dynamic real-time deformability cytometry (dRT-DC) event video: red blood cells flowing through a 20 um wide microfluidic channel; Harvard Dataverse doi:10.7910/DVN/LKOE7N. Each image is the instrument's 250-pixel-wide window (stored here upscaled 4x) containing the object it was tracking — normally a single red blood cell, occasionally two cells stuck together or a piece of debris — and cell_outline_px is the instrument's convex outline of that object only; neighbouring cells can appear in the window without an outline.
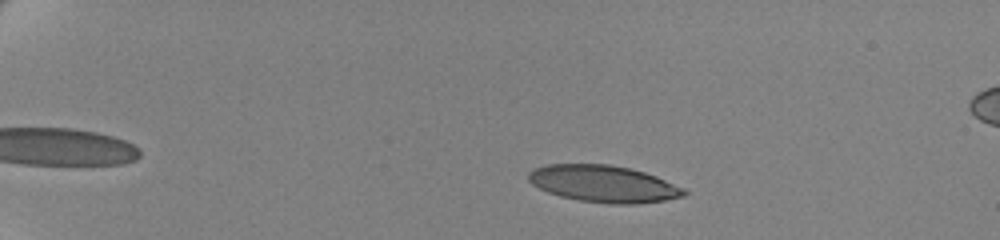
{"species": "human", "species_latin": "Homo sapiens", "temperature_condition": "cold", "stored_images_in_passage": 54, "camera_frame_rate_fps": 3000, "um_per_image_px": 0.085, "donor": {"sex": "female"}, "frame": {"image": 1, "passage_image": 7, "time_ms": 2.0, "image_size_px": [1000, 240], "cell_outline_px": [[688, 192], [684, 196], [664, 200], [632, 204], [608, 204], [580, 200], [560, 196], [548, 192], [532, 184], [528, 180], [528, 172], [536, 168], [548, 164], [608, 164], [628, 168], [644, 172], [656, 176], [684, 188]], "centroid_in_image_um": [51.3, 15.62], "position_along_channel_um": 33.7, "area_um2": 33.23}}
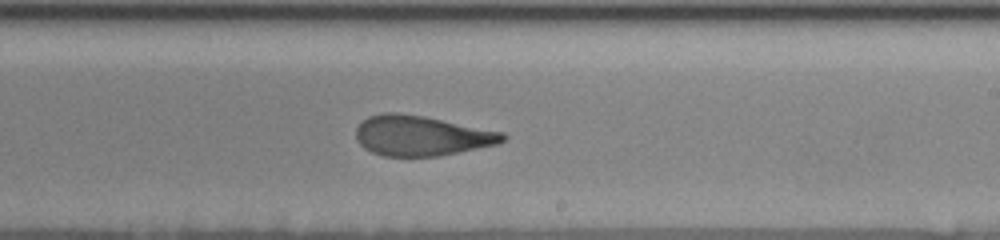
{"frame": {"image": 2, "passage_image": 34, "time_ms": 11.0, "image_size_px": [1000, 240], "cell_outline_px": [[508, 136], [504, 140], [496, 144], [440, 156], [384, 156], [372, 152], [364, 148], [356, 140], [356, 128], [368, 116], [384, 112], [396, 112], [424, 116], [504, 132]], "centroid_in_image_um": [35.8, 11.53], "position_along_channel_um": 253.2, "area_um2": 34.28}}
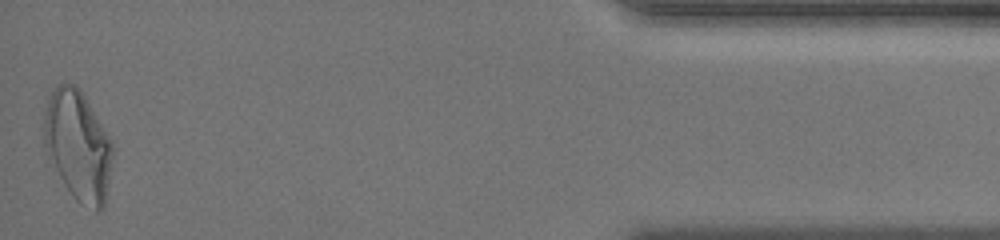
{"frame": {"image": 3, "passage_image": 54, "time_ms": 17.667, "image_size_px": [1000, 240], "cell_outline_px": [[112, 156], [104, 208], [100, 212], [96, 212], [80, 204], [72, 196], [48, 160], [44, 144], [44, 120], [48, 100], [52, 92], [60, 84], [76, 84], [84, 96], [112, 140]], "centroid_in_image_um": [6.62, 12.43], "position_along_channel_um": 428.6, "area_um2": 43.75}, "authors_computed_cell_mechanics": {"area_um2": 35.2869, "velocity_mm_per_s": 3.4984, "shape_relaxation_time_tau1_ms": 5.4296, "shape_relaxation_time_tau2_ms": 2.187, "deformation_change_tau1": 0.1969, "deformation_change_tau2": 0.1127}}